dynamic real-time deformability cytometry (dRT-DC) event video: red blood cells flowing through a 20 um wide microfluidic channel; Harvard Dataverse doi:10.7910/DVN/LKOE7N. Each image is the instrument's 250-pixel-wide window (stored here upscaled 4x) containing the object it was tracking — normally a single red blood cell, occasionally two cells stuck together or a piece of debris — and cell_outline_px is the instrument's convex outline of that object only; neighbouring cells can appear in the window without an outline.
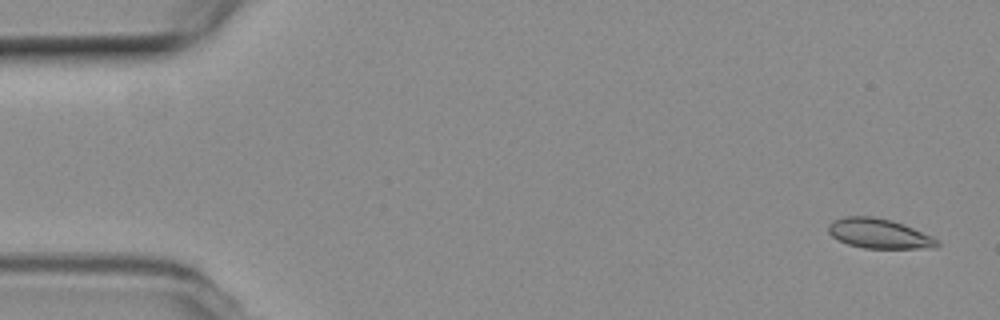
{"species": "common noctule bat (a hibernating species)", "species_latin": "Nyctalus noctula", "temperature_condition": "room temperature", "stored_images_in_passage": 6, "camera_frame_rate_fps": 3000, "um_per_image_px": 0.085, "animal": {"sex": "female", "body_mass_g": 19.3, "forearm_length_mm": 54.1}, "frame": {"image": 1, "passage_image": 2, "time_ms": 0.333, "image_size_px": [1000, 320], "cell_outline_px": [[940, 244], [936, 248], [864, 248], [848, 244], [832, 236], [828, 232], [828, 228], [836, 220], [844, 216], [872, 216], [892, 220], [904, 224], [932, 236], [940, 240]], "centroid_in_image_um": [74.78, 19.86], "position_along_channel_um": 10.2, "area_um2": 18.79}}